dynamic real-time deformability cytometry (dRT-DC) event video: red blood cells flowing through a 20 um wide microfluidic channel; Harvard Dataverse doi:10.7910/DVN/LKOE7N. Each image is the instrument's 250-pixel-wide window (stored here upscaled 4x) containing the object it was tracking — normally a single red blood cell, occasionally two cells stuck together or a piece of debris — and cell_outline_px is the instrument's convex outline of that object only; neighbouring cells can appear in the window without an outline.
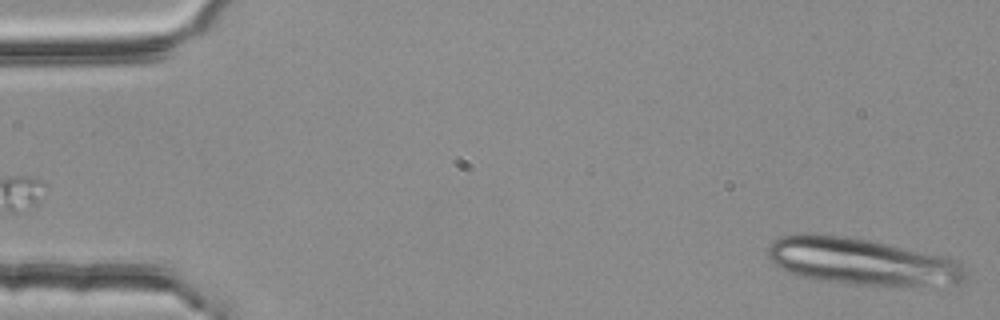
{"species": "common noctule bat (a hibernating species)", "species_latin": "Nyctalus noctula", "temperature_condition": "room temperature", "stored_images_in_passage": 3, "segment_of_instrument_passage": [2, 2], "camera_frame_rate_fps": 3000, "um_per_image_px": 0.085, "animal": {"sex": "female", "body_mass_g": 25.1}, "frame": {"image": 1, "passage_image": 3, "time_ms": 0.667, "image_size_px": [1000, 320], "cell_outline_px": [[964, 280], [960, 284], [904, 288], [852, 284], [812, 280], [800, 276], [780, 268], [772, 264], [768, 260], [768, 244], [772, 240], [780, 236], [800, 232], [812, 232], [868, 240], [948, 256], [960, 264], [964, 272]], "centroid_in_image_um": [73.22, 22.25], "position_along_channel_um": 11.8, "area_um2": 55.37}}